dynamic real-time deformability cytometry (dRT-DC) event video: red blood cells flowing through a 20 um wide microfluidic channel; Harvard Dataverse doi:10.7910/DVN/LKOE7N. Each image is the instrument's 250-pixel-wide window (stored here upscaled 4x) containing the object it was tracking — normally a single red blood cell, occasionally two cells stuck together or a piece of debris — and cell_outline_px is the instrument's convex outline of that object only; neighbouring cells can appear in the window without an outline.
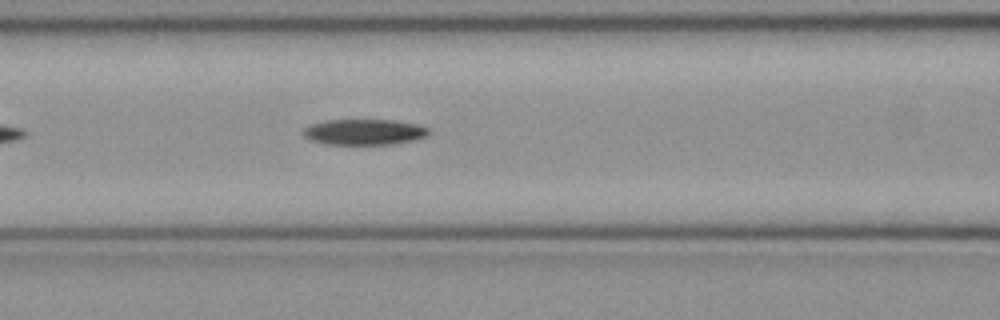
{"species": "common noctule bat (a hibernating species)", "species_latin": "Nyctalus noctula", "temperature_condition": "cold", "stored_images_in_passage": 39, "camera_frame_rate_fps": 3000, "um_per_image_px": 0.085, "animal": {"sex": "female", "body_mass_g": 21.9}, "frame": {"image": 1, "passage_image": 9, "time_ms": 2.667, "image_size_px": [1000, 320], "cell_outline_px": [[428, 136], [416, 140], [392, 144], [324, 144], [308, 140], [300, 132], [308, 124], [324, 120], [392, 120], [416, 124], [428, 128]], "centroid_in_image_um": [30.89, 11.22], "position_along_channel_um": 135.7, "area_um2": 19.07}}
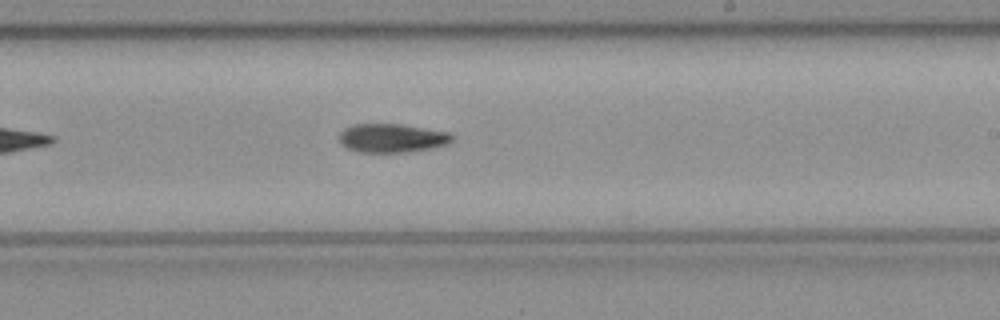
{"frame": {"image": 2, "passage_image": 18, "time_ms": 5.667, "image_size_px": [1000, 320], "cell_outline_px": [[452, 140], [448, 144], [432, 148], [408, 152], [360, 152], [348, 148], [340, 144], [340, 132], [344, 128], [352, 124], [400, 124], [448, 132], [452, 136]], "centroid_in_image_um": [33.29, 11.74], "position_along_channel_um": 255.7, "area_um2": 18.84}}
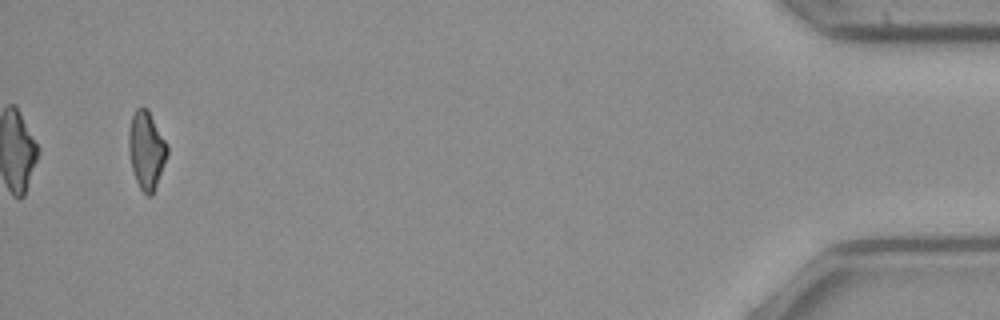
{"frame": {"image": 3, "passage_image": 37, "time_ms": 12.0, "image_size_px": [1000, 320], "cell_outline_px": [[168, 156], [156, 188], [152, 196], [148, 196], [140, 188], [136, 180], [132, 168], [128, 148], [128, 132], [132, 116], [136, 108], [148, 108], [168, 144]], "centroid_in_image_um": [12.47, 12.76], "position_along_channel_um": 422.7, "area_um2": 17.74}, "authors_computed_cell_mechanics": {"area_um2": 19.0162, "velocity_mm_per_s": 4.0021, "shape_relaxation_time_tau1_ms": 7.7727, "shape_relaxation_time_tau2_ms": null, "deformation_change_tau1": 0.1815, "deformation_change_tau2": null}}